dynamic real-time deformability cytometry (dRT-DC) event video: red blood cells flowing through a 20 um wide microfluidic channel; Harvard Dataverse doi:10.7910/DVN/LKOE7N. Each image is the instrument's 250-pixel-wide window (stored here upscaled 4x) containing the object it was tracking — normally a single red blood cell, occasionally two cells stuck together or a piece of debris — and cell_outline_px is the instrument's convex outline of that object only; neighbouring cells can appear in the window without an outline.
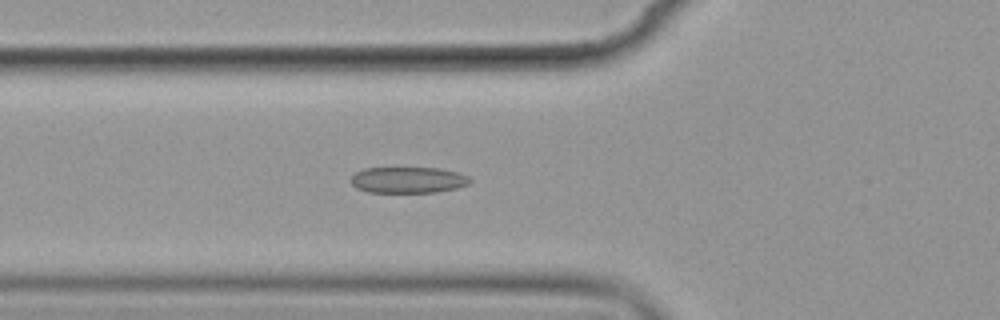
{"species": "common noctule bat (a hibernating species)", "species_latin": "Nyctalus noctula", "temperature_condition": "cold", "stored_images_in_passage": 6, "camera_frame_rate_fps": 3000, "um_per_image_px": 0.085, "animal": {"sex": "female", "body_mass_g": 19.9}, "frame": {"image": 1, "passage_image": 6, "time_ms": 6.667, "image_size_px": [1000, 320], "cell_outline_px": [[472, 180], [468, 184], [456, 188], [436, 192], [368, 192], [356, 188], [352, 184], [352, 176], [356, 172], [364, 168], [440, 168], [456, 172], [468, 176]], "centroid_in_image_um": [34.69, 15.29], "position_along_channel_um": 91.1, "area_um2": 18.03}}